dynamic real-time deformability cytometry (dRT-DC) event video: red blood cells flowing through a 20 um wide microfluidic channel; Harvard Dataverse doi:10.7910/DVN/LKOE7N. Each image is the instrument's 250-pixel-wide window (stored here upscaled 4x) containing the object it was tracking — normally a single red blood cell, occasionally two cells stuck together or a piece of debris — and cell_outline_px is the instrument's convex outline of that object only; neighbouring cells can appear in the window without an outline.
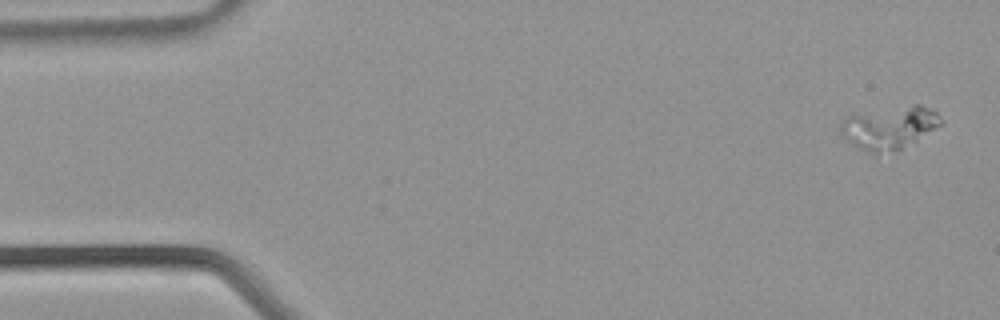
{"species": "common noctule bat (a hibernating species)", "species_latin": "Nyctalus noctula", "temperature_condition": "warm", "stored_images_in_passage": 11, "camera_frame_rate_fps": 3000, "um_per_image_px": 0.085, "animal": {"sex": "male", "body_mass_g": 21.5, "forearm_length_mm": 52.0}, "frame": {"image": 1, "passage_image": 1, "time_ms": 0.0, "image_size_px": [1000, 320], "cell_outline_px": [[940, 124], [916, 140], [900, 148], [876, 156], [856, 144], [852, 140], [844, 120], [848, 116], [916, 104], [920, 104], [936, 112], [940, 120]], "centroid_in_image_um": [75.73, 10.85], "position_along_channel_um": 9.3, "area_um2": 22.89}}
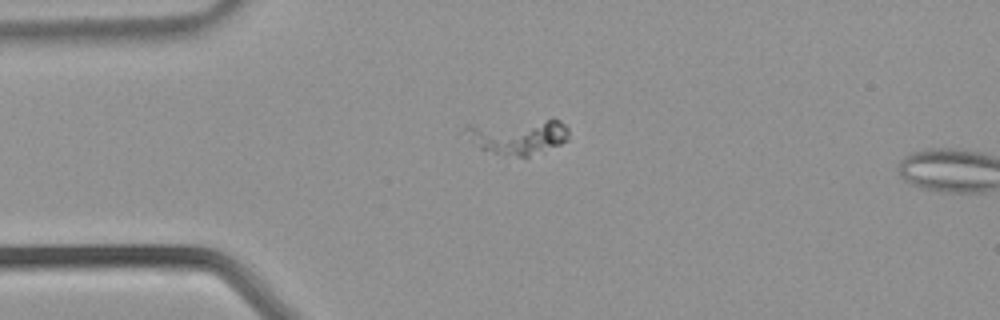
{"frame": {"image": 2, "passage_image": 9, "time_ms": 2.667, "image_size_px": [1000, 320], "cell_outline_px": [[568, 140], [560, 144], [528, 156], [520, 156], [496, 152], [480, 148], [472, 140], [464, 128], [468, 124], [548, 120], [560, 120], [568, 128]], "centroid_in_image_um": [44.07, 11.58], "position_along_channel_um": 40.9, "area_um2": 20.29}}